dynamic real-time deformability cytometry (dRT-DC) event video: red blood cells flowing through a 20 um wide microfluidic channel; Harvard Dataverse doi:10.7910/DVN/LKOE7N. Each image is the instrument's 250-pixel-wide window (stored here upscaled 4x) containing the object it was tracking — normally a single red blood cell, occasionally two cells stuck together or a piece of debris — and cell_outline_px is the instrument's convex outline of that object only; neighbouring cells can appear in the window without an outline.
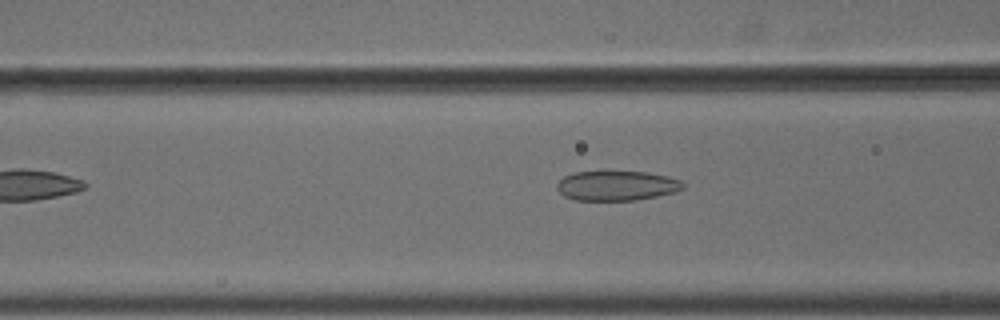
{"species": "common noctule bat (a hibernating species)", "species_latin": "Nyctalus noctula", "temperature_condition": "cold", "stored_images_in_passage": 6, "camera_frame_rate_fps": 3000, "um_per_image_px": 0.085, "animal": {"sex": "male", "body_mass_g": 18.8}, "frame": {"image": 1, "passage_image": 6, "time_ms": 1.667, "image_size_px": [1000, 320], "cell_outline_px": [[684, 188], [676, 192], [636, 200], [572, 200], [564, 196], [556, 188], [556, 184], [564, 176], [572, 172], [644, 172], [668, 176], [680, 180], [684, 184]], "centroid_in_image_um": [52.4, 15.79], "position_along_channel_um": 114.2, "area_um2": 21.85}}